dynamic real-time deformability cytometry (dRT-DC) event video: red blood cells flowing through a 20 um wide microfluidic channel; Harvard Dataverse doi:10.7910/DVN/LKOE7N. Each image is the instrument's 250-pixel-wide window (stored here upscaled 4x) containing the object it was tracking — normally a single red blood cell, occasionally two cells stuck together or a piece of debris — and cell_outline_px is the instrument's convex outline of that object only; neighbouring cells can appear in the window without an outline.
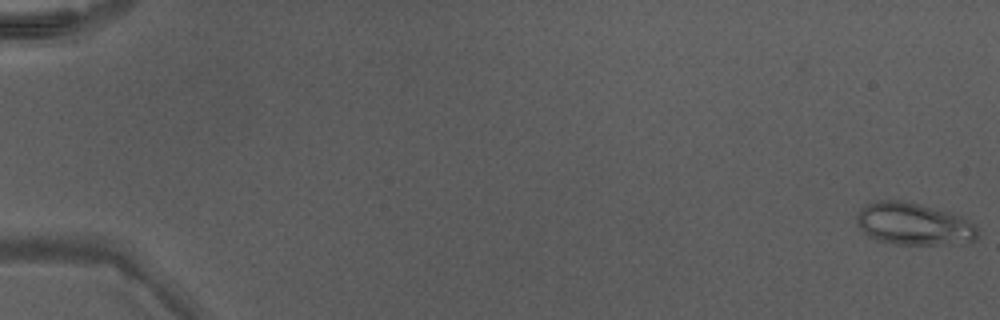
{"species": "Egyptian fruit bat (a non-hibernating species)", "species_latin": "Rousettus aegyptiacus", "temperature_condition": "warm", "stored_images_in_passage": 49, "camera_frame_rate_fps": 3000, "um_per_image_px": 0.085, "animal": {"sex": "male"}, "frame": {"image": 1, "passage_image": 1, "time_ms": 0.0, "image_size_px": [1000, 320], "cell_outline_px": [[980, 236], [976, 240], [964, 244], [896, 244], [876, 240], [860, 232], [856, 224], [856, 216], [860, 208], [876, 200], [904, 200], [948, 212], [960, 216], [976, 224]], "centroid_in_image_um": [77.66, 19.05], "position_along_channel_um": 7.3, "area_um2": 30.29}}
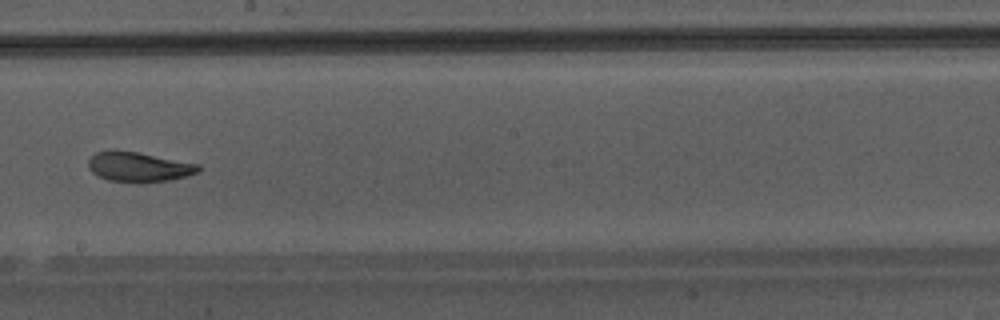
{"frame": {"image": 2, "passage_image": 30, "time_ms": 9.667, "image_size_px": [1000, 320], "cell_outline_px": [[200, 168], [196, 172], [184, 176], [168, 180], [136, 184], [108, 180], [92, 172], [88, 168], [88, 160], [96, 152], [136, 152], [200, 164]], "centroid_in_image_um": [11.78, 14.22], "position_along_channel_um": 236.4, "area_um2": 18.73}}
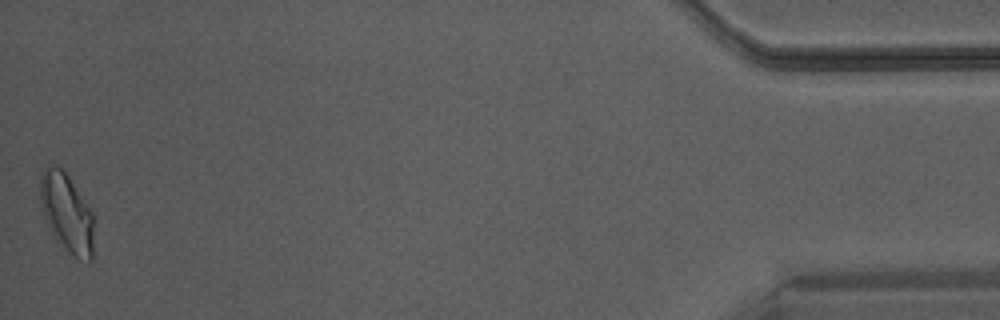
{"frame": {"image": 3, "passage_image": 49, "time_ms": 16.0, "image_size_px": [1000, 320], "cell_outline_px": [[92, 260], [88, 264], [68, 252], [56, 240], [44, 220], [40, 204], [40, 176], [48, 168], [56, 164], [68, 176], [92, 212]], "centroid_in_image_um": [5.65, 18.14], "position_along_channel_um": 429.6, "area_um2": 24.33}}